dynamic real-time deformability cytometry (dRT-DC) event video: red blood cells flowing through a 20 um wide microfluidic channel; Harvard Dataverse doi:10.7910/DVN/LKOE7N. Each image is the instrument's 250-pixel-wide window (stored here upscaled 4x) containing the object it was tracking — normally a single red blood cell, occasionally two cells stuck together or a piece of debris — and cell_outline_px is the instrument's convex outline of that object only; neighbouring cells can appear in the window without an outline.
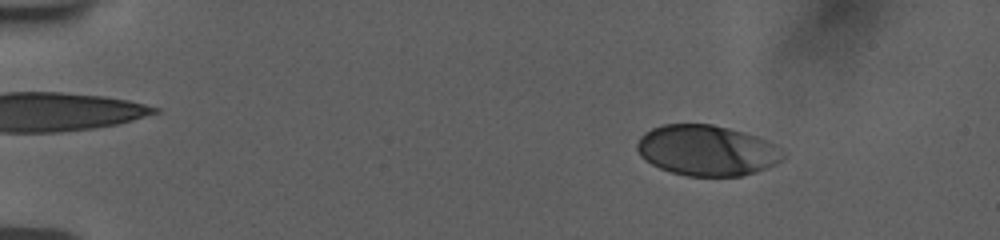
{"species": "human", "species_latin": "Homo sapiens", "temperature_condition": "room temperature", "stored_images_in_passage": 13, "camera_frame_rate_fps": 3000, "um_per_image_px": 0.085, "donor": {"sex": "female"}, "frame": {"image": 1, "passage_image": 5, "time_ms": 2.0, "image_size_px": [1000, 240], "cell_outline_px": [[788, 156], [784, 160], [768, 168], [756, 172], [740, 176], [688, 176], [672, 172], [660, 168], [644, 160], [640, 156], [636, 148], [636, 144], [640, 136], [644, 132], [652, 128], [664, 124], [712, 124], [744, 132], [756, 136], [772, 144], [784, 152]], "centroid_in_image_um": [60.08, 12.79], "position_along_channel_um": 24.9, "area_um2": 43.23}}
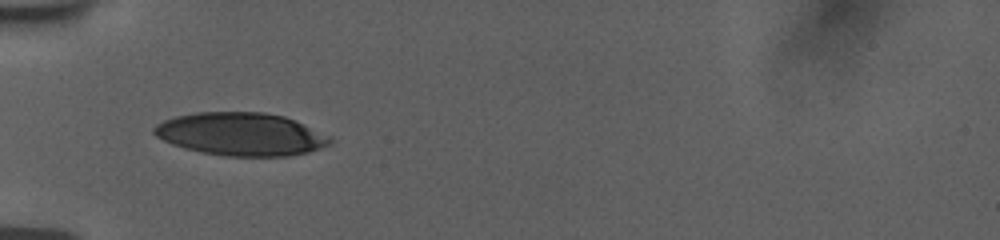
{"frame": {"image": 2, "passage_image": 12, "time_ms": 5.667, "image_size_px": [1000, 240], "cell_outline_px": [[332, 144], [308, 152], [288, 156], [224, 156], [184, 148], [172, 144], [156, 136], [152, 132], [152, 128], [156, 124], [164, 120], [176, 116], [196, 112], [264, 112], [284, 116], [332, 136]], "centroid_in_image_um": [20.49, 11.4], "position_along_channel_um": 64.5, "area_um2": 44.1}}